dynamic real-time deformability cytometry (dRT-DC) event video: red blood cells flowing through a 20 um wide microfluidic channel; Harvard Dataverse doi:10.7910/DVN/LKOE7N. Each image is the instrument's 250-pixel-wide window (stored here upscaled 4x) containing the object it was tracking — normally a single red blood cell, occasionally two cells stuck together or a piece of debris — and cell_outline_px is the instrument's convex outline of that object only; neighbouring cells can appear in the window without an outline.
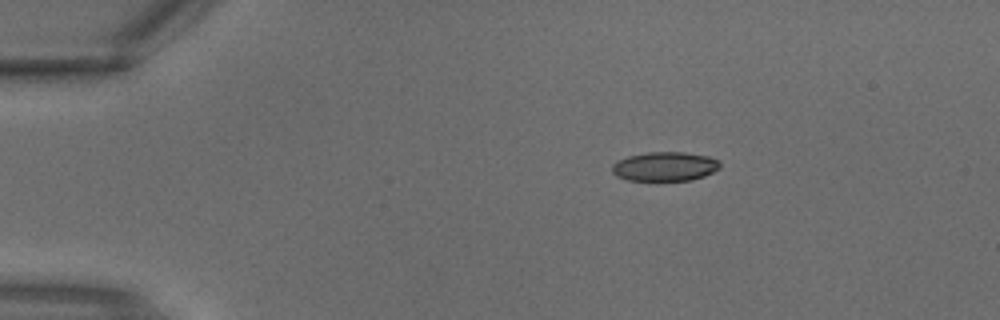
{"species": "common noctule bat (a hibernating species)", "species_latin": "Nyctalus noctula", "temperature_condition": "warm", "stored_images_in_passage": 2, "camera_frame_rate_fps": 3000, "um_per_image_px": 0.085, "animal": {"sex": "male", "body_mass_g": 18.8}, "frame": {"image": 1, "passage_image": 1, "time_ms": 0.0, "image_size_px": [1000, 320], "cell_outline_px": [[720, 168], [704, 176], [692, 180], [628, 180], [616, 176], [612, 172], [612, 164], [628, 156], [648, 152], [684, 152], [708, 156], [720, 160]], "centroid_in_image_um": [56.53, 14.14], "position_along_channel_um": 28.5, "area_um2": 18.32}}